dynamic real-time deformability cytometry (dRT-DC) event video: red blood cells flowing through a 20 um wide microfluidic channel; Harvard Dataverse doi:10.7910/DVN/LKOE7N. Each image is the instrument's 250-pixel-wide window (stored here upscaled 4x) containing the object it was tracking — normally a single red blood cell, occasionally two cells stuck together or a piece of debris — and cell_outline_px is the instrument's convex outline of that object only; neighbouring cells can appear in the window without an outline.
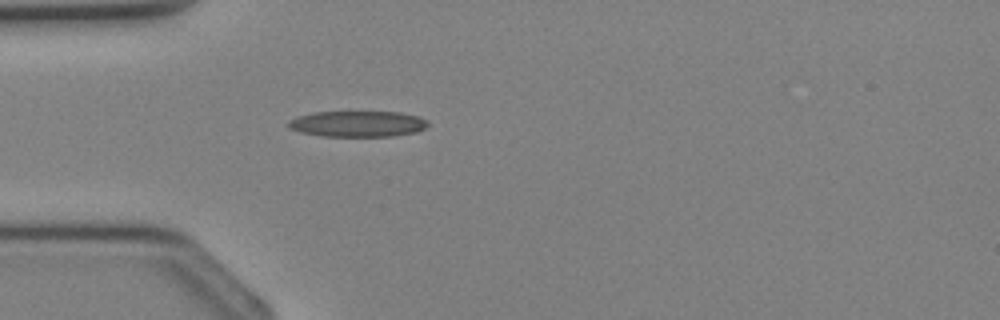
{"species": "Egyptian fruit bat (a non-hibernating species)", "species_latin": "Rousettus aegyptiacus", "temperature_condition": "cold", "stored_images_in_passage": 27, "camera_frame_rate_fps": 3000, "um_per_image_px": 0.085, "animal": {"sex": "female"}, "frame": {"image": 1, "passage_image": 2, "time_ms": 0.333, "image_size_px": [1000, 320], "cell_outline_px": [[428, 124], [424, 128], [416, 132], [392, 136], [320, 136], [300, 132], [288, 128], [288, 120], [296, 116], [312, 112], [400, 112], [420, 116], [428, 120]], "centroid_in_image_um": [30.38, 10.52], "position_along_channel_um": 54.6, "area_um2": 21.27}}
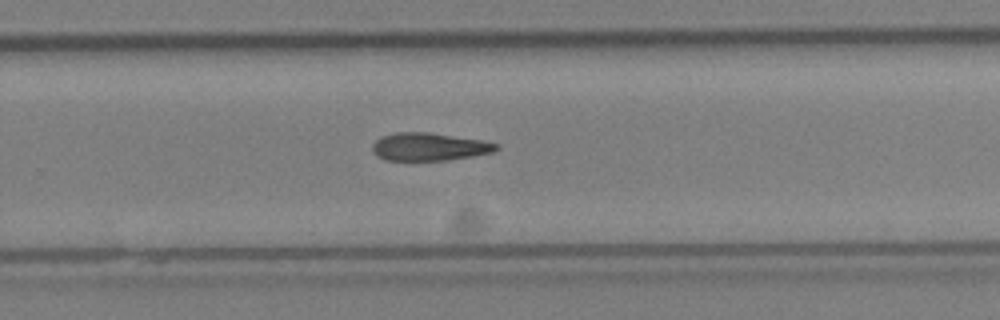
{"frame": {"image": 2, "passage_image": 15, "time_ms": 4.667, "image_size_px": [1000, 320], "cell_outline_px": [[500, 148], [492, 152], [472, 156], [448, 160], [384, 160], [376, 156], [372, 148], [372, 144], [380, 136], [396, 132], [428, 132], [480, 140], [500, 144]], "centroid_in_image_um": [36.45, 12.47], "position_along_channel_um": 293.3, "area_um2": 20.11}}
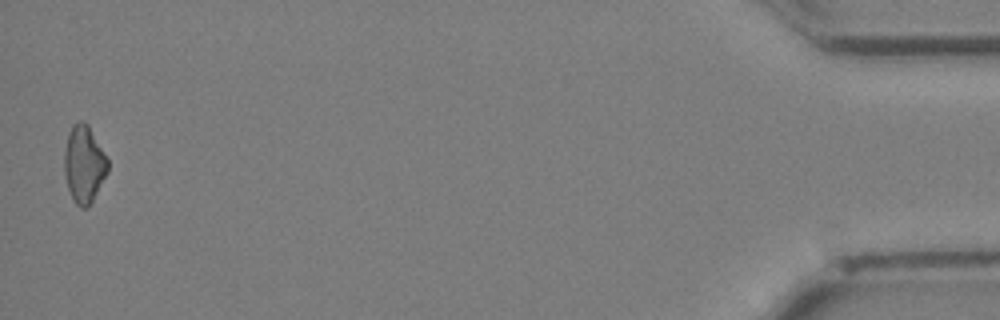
{"frame": {"image": 3, "passage_image": 27, "time_ms": 8.667, "image_size_px": [1000, 320], "cell_outline_px": [[108, 172], [88, 208], [80, 208], [76, 204], [68, 188], [64, 172], [64, 152], [68, 132], [72, 124], [80, 120], [84, 120], [88, 124], [108, 160]], "centroid_in_image_um": [7.13, 13.93], "position_along_channel_um": 428.1, "area_um2": 19.59}}